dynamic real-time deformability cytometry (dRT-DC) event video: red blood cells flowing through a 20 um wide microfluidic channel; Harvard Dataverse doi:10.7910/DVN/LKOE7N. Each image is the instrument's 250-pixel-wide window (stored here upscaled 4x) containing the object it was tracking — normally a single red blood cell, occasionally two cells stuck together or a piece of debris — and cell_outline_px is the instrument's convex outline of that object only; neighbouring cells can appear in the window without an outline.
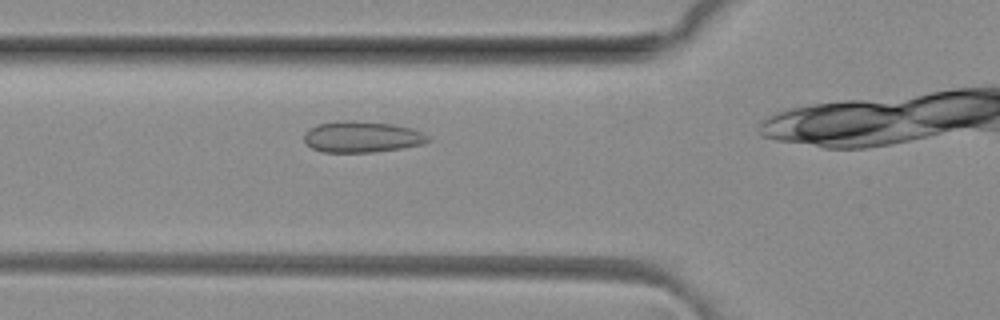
{"species": "common noctule bat (a hibernating species)", "species_latin": "Nyctalus noctula", "temperature_condition": "room temperature", "stored_images_in_passage": 7, "camera_frame_rate_fps": 3000, "um_per_image_px": 0.085, "animal": {"sex": "female", "body_mass_g": 29.2, "forearm_length_mm": 56.3}, "frame": {"image": 1, "passage_image": 3, "time_ms": 0.667, "image_size_px": [1000, 320], "cell_outline_px": [[432, 140], [424, 144], [400, 148], [372, 152], [324, 152], [312, 148], [304, 140], [304, 132], [316, 124], [340, 120], [352, 120], [392, 124], [412, 128], [424, 132]], "centroid_in_image_um": [30.78, 11.62], "position_along_channel_um": 95.0, "area_um2": 22.66}}
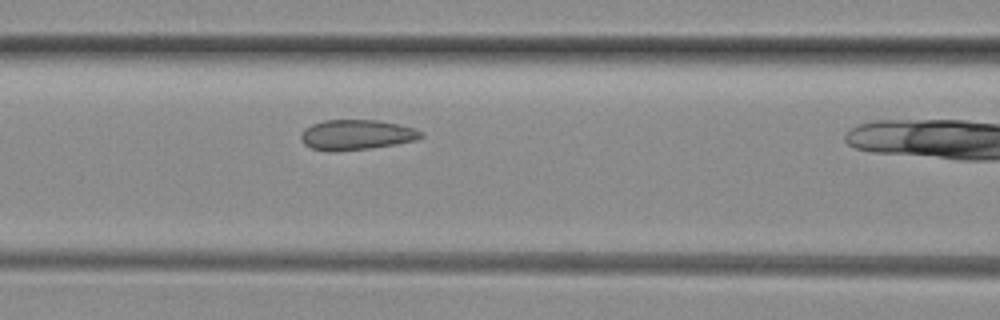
{"frame": {"image": 2, "passage_image": 6, "time_ms": 1.667, "image_size_px": [1000, 320], "cell_outline_px": [[424, 136], [416, 140], [372, 148], [332, 152], [312, 148], [304, 144], [300, 140], [300, 132], [304, 128], [312, 124], [324, 120], [376, 120], [416, 128], [424, 132]], "centroid_in_image_um": [30.28, 11.46], "position_along_channel_um": 136.3, "area_um2": 21.27}}